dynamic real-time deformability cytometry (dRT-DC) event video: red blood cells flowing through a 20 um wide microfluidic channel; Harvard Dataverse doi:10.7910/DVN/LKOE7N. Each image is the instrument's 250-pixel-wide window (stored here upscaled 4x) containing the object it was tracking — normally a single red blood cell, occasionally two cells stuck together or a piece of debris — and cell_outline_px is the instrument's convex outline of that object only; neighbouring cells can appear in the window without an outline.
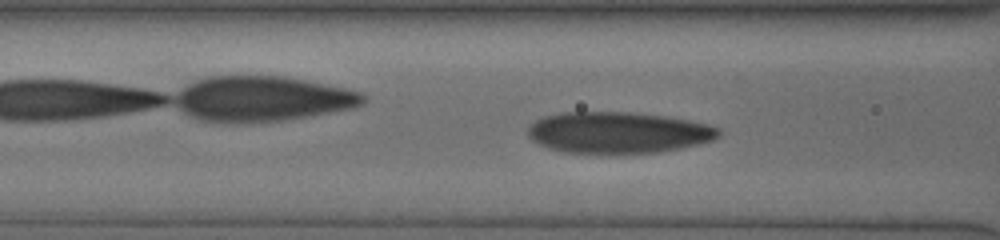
{"species": "human", "species_latin": "Homo sapiens", "temperature_condition": "cold", "stored_images_in_passage": 34, "camera_frame_rate_fps": 3000, "um_per_image_px": 0.085, "donor": {"sex": "male"}, "frame": {"image": 1, "passage_image": 9, "time_ms": 2.667, "image_size_px": [1000, 240], "cell_outline_px": [[720, 136], [712, 140], [700, 144], [660, 152], [564, 152], [548, 148], [532, 140], [528, 136], [528, 128], [536, 120], [544, 116], [568, 112], [628, 112], [664, 116], [688, 120], [708, 124], [720, 128]], "centroid_in_image_um": [52.56, 11.26], "position_along_channel_um": 114.0, "area_um2": 45.49}}
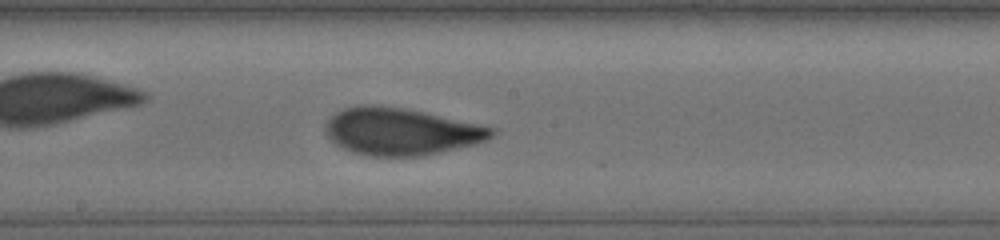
{"frame": {"image": 2, "passage_image": 17, "time_ms": 5.333, "image_size_px": [1000, 240], "cell_outline_px": [[496, 132], [488, 140], [476, 144], [424, 156], [372, 156], [352, 152], [336, 144], [324, 132], [324, 124], [336, 112], [344, 108], [364, 104], [372, 104], [404, 108], [424, 112], [496, 128]], "centroid_in_image_um": [34.08, 11.18], "position_along_channel_um": 214.1, "area_um2": 45.72}}
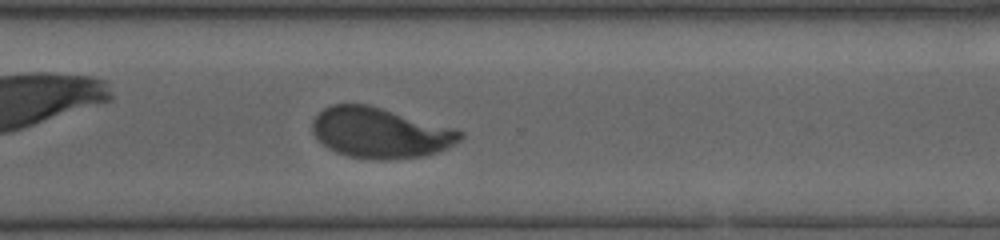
{"frame": {"image": 3, "passage_image": 27, "time_ms": 8.667, "image_size_px": [1000, 240], "cell_outline_px": [[464, 136], [460, 140], [448, 148], [424, 156], [348, 156], [336, 152], [328, 148], [312, 132], [312, 120], [324, 108], [332, 104], [368, 104], [452, 128], [464, 132]], "centroid_in_image_um": [32.29, 11.23], "position_along_channel_um": 338.3, "area_um2": 41.96}, "authors_computed_cell_mechanics": {"area_um2": 44.9973, "velocity_mm_per_s": 3.7508, "shape_relaxation_time_tau1_ms": 5.1056, "shape_relaxation_time_tau2_ms": 0.7481, "deformation_change_tau1": 0.1778, "deformation_change_tau2": 0.0626}}